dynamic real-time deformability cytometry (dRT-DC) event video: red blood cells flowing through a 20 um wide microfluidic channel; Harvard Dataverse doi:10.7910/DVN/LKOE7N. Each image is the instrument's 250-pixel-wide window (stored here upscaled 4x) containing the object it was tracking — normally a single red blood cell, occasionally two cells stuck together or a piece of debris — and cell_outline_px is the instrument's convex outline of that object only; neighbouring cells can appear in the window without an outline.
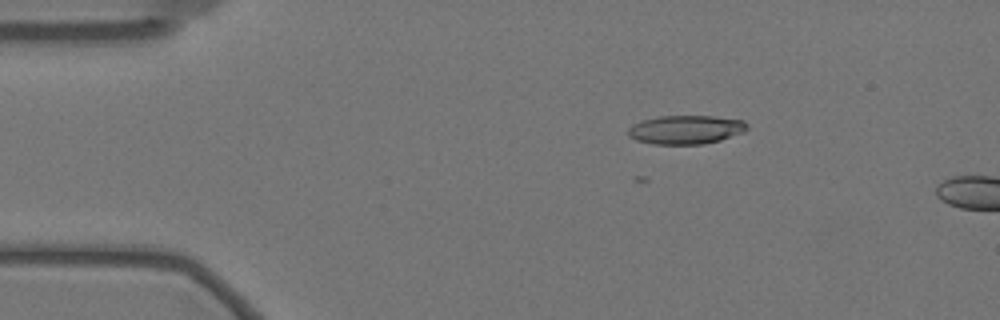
{"species": "Egyptian fruit bat (a non-hibernating species)", "species_latin": "Rousettus aegyptiacus", "temperature_condition": "warm", "stored_images_in_passage": 7, "camera_frame_rate_fps": 3000, "um_per_image_px": 0.085, "animal": {"sex": "female"}, "frame": {"image": 1, "passage_image": 4, "time_ms": 1.0, "image_size_px": [1000, 320], "cell_outline_px": [[748, 128], [744, 132], [720, 140], [704, 144], [652, 144], [636, 140], [628, 136], [628, 128], [632, 124], [640, 120], [660, 116], [716, 116], [744, 120], [748, 124]], "centroid_in_image_um": [58.29, 11.01], "position_along_channel_um": 26.7, "area_um2": 20.17}}